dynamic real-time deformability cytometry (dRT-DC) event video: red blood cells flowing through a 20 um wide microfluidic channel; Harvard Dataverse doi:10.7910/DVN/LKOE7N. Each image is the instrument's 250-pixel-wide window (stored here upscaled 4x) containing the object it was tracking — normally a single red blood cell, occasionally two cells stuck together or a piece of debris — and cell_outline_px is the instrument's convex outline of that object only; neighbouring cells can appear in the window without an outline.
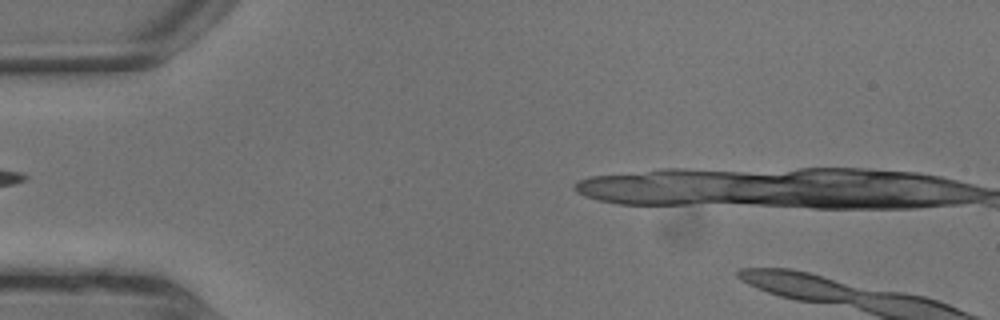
{"species": "common noctule bat (a hibernating species)", "species_latin": "Nyctalus noctula", "temperature_condition": "warm", "stored_images_in_passage": 7, "segment_of_instrument_passage": [2, 2], "camera_frame_rate_fps": 3000, "um_per_image_px": 0.085, "animal": {"sex": "male", "body_mass_g": 13.3}, "frame": {"image": 1, "passage_image": 7, "time_ms": 2.0, "image_size_px": [1000, 320], "cell_outline_px": [[848, 288], [844, 300], [808, 300], [788, 296], [764, 288], [780, 272], [800, 272], [816, 276], [828, 280]], "centroid_in_image_um": [68.56, 24.39], "position_along_channel_um": 16.4, "area_um2": 11.73}}